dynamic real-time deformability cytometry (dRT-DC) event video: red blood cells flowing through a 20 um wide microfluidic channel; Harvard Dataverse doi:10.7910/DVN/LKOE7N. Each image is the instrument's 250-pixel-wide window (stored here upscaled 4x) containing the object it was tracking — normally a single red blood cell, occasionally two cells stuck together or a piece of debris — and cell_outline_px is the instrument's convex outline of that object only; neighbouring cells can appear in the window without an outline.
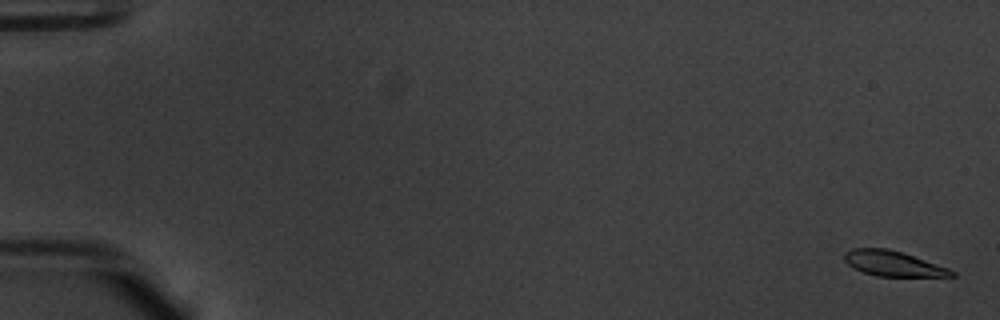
{"species": "common noctule bat (a hibernating species)", "species_latin": "Nyctalus noctula", "temperature_condition": "warm", "stored_images_in_passage": 56, "camera_frame_rate_fps": 3000, "um_per_image_px": 0.085, "animal": {"sex": "male", "body_mass_g": 20.1, "forearm_length_mm": 53.5}, "frame": {"image": 1, "passage_image": 2, "time_ms": 0.333, "image_size_px": [1000, 320], "cell_outline_px": [[956, 276], [876, 276], [852, 268], [844, 260], [844, 252], [852, 248], [888, 248], [904, 252], [948, 268], [956, 272]], "centroid_in_image_um": [75.89, 22.39], "position_along_channel_um": 9.1, "area_um2": 15.84}}
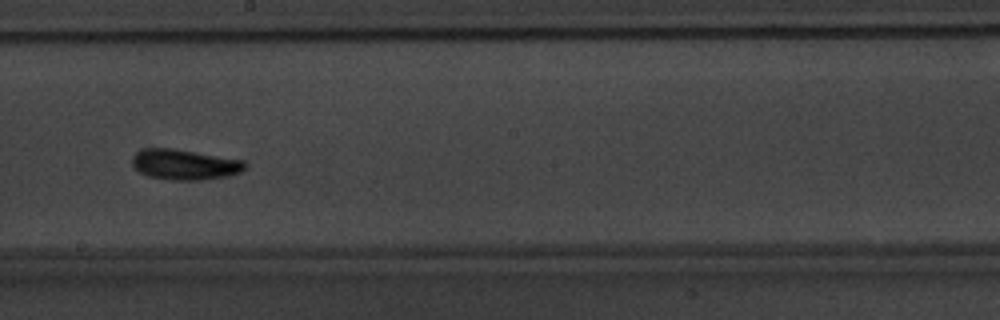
{"frame": {"image": 2, "passage_image": 33, "time_ms": 10.667, "image_size_px": [1000, 320], "cell_outline_px": [[248, 164], [240, 172], [228, 176], [200, 180], [172, 180], [148, 176], [140, 172], [132, 164], [132, 156], [136, 152], [148, 148], [172, 148], [244, 160]], "centroid_in_image_um": [15.7, 13.98], "position_along_channel_um": 232.5, "area_um2": 19.94}}
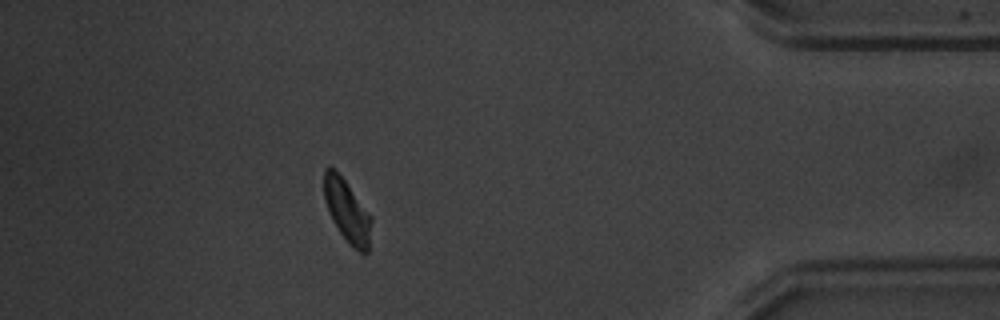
{"frame": {"image": 3, "passage_image": 50, "time_ms": 16.333, "image_size_px": [1000, 320], "cell_outline_px": [[372, 220], [368, 252], [360, 252], [352, 248], [348, 244], [332, 220], [328, 212], [324, 200], [324, 168], [332, 168], [344, 180], [372, 216]], "centroid_in_image_um": [29.51, 17.98], "position_along_channel_um": 405.7, "area_um2": 17.11}, "authors_computed_cell_mechanics": {"area_um2": 17.5134, "velocity_mm_per_s": 3.7536, "shape_relaxation_time_tau1_ms": 1.7551, "shape_relaxation_time_tau2_ms": 3.6703, "deformation_change_tau1": 0.1391, "deformation_change_tau2": 0.0884}}